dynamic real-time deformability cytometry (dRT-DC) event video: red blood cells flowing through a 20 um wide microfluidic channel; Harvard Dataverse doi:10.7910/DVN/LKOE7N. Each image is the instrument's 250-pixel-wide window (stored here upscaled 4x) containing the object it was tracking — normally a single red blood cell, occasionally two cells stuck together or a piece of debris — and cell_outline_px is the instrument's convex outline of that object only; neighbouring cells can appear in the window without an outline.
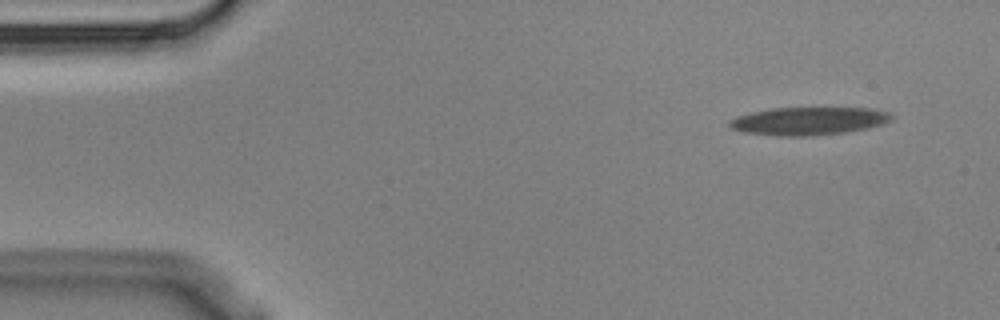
{"species": "Egyptian fruit bat (a non-hibernating species)", "species_latin": "Rousettus aegyptiacus", "temperature_condition": "cold", "stored_images_in_passage": 5, "camera_frame_rate_fps": 3000, "um_per_image_px": 0.085, "animal": {"sex": "male"}, "frame": {"image": 1, "passage_image": 1, "time_ms": 0.0, "image_size_px": [1000, 320], "cell_outline_px": [[892, 120], [884, 124], [868, 128], [844, 132], [808, 136], [776, 136], [744, 132], [732, 128], [728, 124], [728, 120], [736, 116], [752, 112], [772, 108], [868, 108], [888, 112], [892, 116]], "centroid_in_image_um": [68.71, 10.29], "position_along_channel_um": 16.3, "area_um2": 26.36}}